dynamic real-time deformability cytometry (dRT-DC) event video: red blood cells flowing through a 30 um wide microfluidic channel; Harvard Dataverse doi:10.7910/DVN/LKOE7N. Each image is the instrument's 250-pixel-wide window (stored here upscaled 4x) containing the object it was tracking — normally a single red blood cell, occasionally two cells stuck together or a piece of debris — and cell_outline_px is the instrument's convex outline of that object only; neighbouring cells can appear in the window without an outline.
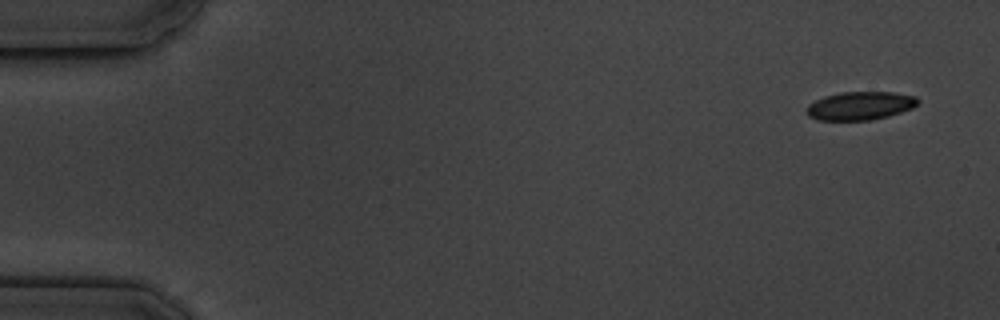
{"species": "common noctule bat (a hibernating species)", "species_latin": "Nyctalus noctula", "temperature_condition": "cold", "stored_images_in_passage": 5, "camera_frame_rate_fps": 3000, "um_per_image_px": 0.085, "animal": {"sex": "male", "body_mass_g": 19.5, "forearm_length_mm": 54.6}, "frame": {"image": 1, "passage_image": 1, "time_ms": 0.0, "image_size_px": [1000, 320], "cell_outline_px": [[920, 100], [912, 108], [888, 116], [872, 120], [820, 120], [808, 116], [804, 112], [808, 104], [824, 96], [840, 92], [892, 92], [916, 96]], "centroid_in_image_um": [73.08, 8.99], "position_along_channel_um": 11.9, "area_um2": 18.44}}
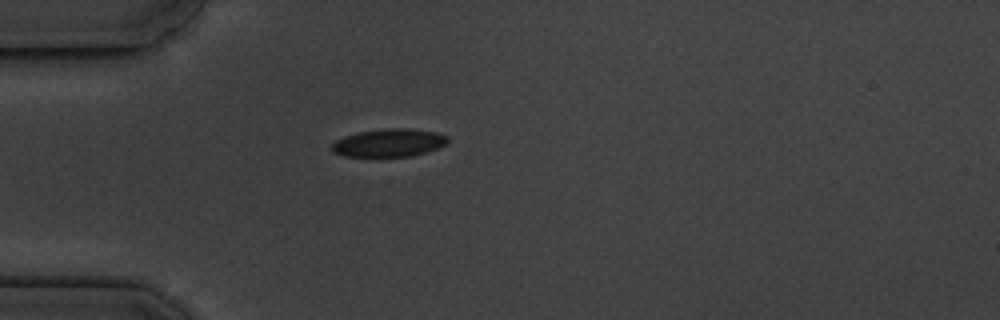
{"frame": {"image": 2, "passage_image": 5, "time_ms": 4.333, "image_size_px": [1000, 320], "cell_outline_px": [[448, 140], [444, 144], [436, 148], [412, 156], [344, 156], [332, 152], [332, 144], [336, 140], [344, 136], [356, 132], [388, 128], [408, 128], [436, 132], [448, 136]], "centroid_in_image_um": [33.03, 12.13], "position_along_channel_um": 52.0, "area_um2": 18.73}}